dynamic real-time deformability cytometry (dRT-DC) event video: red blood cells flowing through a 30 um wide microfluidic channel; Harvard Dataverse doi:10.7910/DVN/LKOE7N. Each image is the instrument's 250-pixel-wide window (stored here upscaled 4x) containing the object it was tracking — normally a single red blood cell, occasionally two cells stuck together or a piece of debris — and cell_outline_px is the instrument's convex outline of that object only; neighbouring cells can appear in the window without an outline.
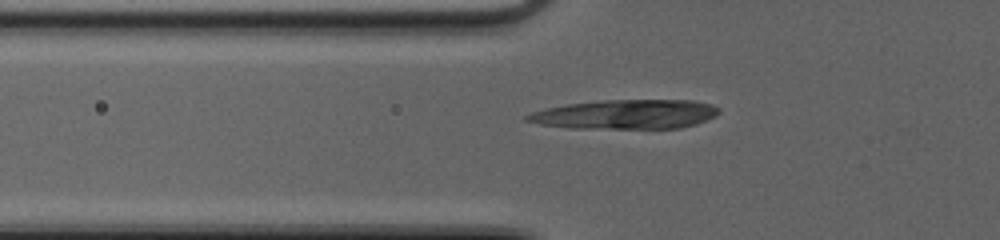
{"species": "common noctule bat (a hibernating species)", "species_latin": "Nyctalus noctula", "temperature_condition": "cold", "stored_images_in_passage": 35, "camera_frame_rate_fps": 3000, "um_per_image_px": 0.085, "animal": {"sex": "female", "body_mass_g": 20.0, "forearm_length_mm": 54.0}, "frame": {"image": 1, "passage_image": 4, "time_ms": 1.0, "image_size_px": [1000, 240], "cell_outline_px": [[720, 112], [716, 116], [696, 124], [680, 128], [568, 128], [540, 124], [524, 120], [524, 116], [532, 112], [548, 108], [568, 104], [600, 100], [692, 100], [712, 104], [720, 108]], "centroid_in_image_um": [53.21, 9.71], "position_along_channel_um": 72.6, "area_um2": 32.83}}
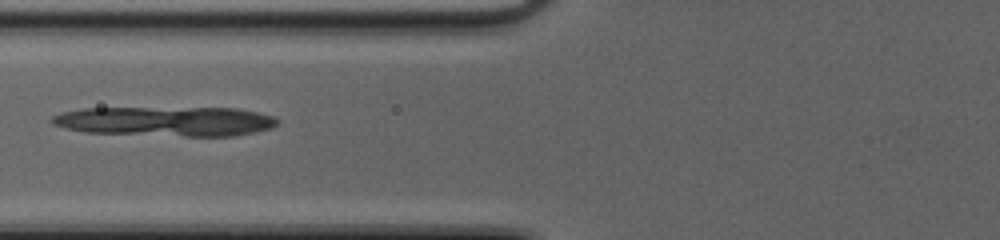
{"frame": {"image": 2, "passage_image": 7, "time_ms": 2.0, "image_size_px": [1000, 240], "cell_outline_px": [[280, 120], [272, 128], [236, 136], [184, 136], [84, 132], [64, 128], [56, 124], [52, 120], [52, 116], [64, 112], [84, 108], [236, 108], [256, 112], [272, 116]], "centroid_in_image_um": [14.13, 10.31], "position_along_channel_um": 111.7, "area_um2": 38.73}}
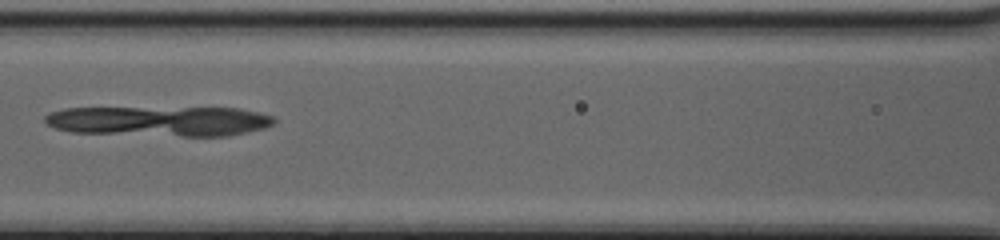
{"frame": {"image": 3, "passage_image": 10, "time_ms": 3.0, "image_size_px": [1000, 240], "cell_outline_px": [[276, 120], [272, 124], [264, 128], [228, 136], [180, 136], [72, 132], [56, 128], [48, 124], [44, 120], [44, 116], [52, 112], [64, 108], [240, 108], [272, 116]], "centroid_in_image_um": [13.56, 10.29], "position_along_channel_um": 153.0, "area_um2": 39.94}}